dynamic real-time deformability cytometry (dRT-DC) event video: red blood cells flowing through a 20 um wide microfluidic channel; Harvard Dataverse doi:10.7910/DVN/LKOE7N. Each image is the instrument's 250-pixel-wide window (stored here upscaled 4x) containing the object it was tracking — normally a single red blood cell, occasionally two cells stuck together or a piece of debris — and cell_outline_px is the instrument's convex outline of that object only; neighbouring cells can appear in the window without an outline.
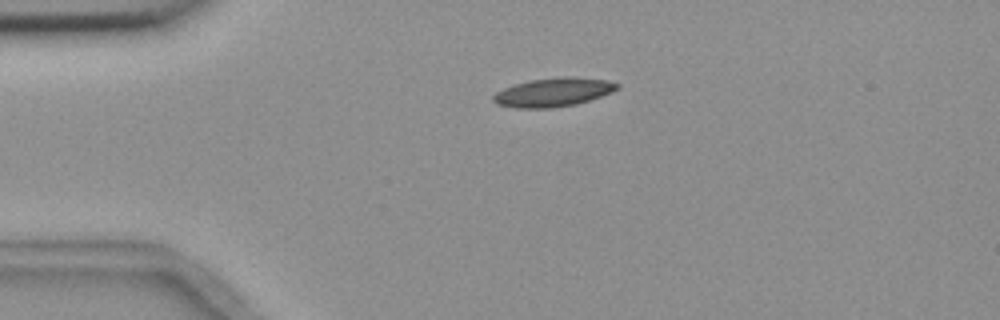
{"species": "common noctule bat (a hibernating species)", "species_latin": "Nyctalus noctula", "temperature_condition": "room temperature", "stored_images_in_passage": 3, "camera_frame_rate_fps": 3000, "um_per_image_px": 0.085, "animal": {"sex": "female", "body_mass_g": 18.4}, "frame": {"image": 1, "passage_image": 2, "time_ms": 1.333, "image_size_px": [1000, 320], "cell_outline_px": [[620, 88], [612, 92], [576, 104], [552, 108], [516, 108], [496, 104], [492, 100], [492, 96], [496, 92], [504, 88], [516, 84], [532, 80], [608, 80], [620, 84]], "centroid_in_image_um": [46.96, 7.91], "position_along_channel_um": 38.0, "area_um2": 19.54}}